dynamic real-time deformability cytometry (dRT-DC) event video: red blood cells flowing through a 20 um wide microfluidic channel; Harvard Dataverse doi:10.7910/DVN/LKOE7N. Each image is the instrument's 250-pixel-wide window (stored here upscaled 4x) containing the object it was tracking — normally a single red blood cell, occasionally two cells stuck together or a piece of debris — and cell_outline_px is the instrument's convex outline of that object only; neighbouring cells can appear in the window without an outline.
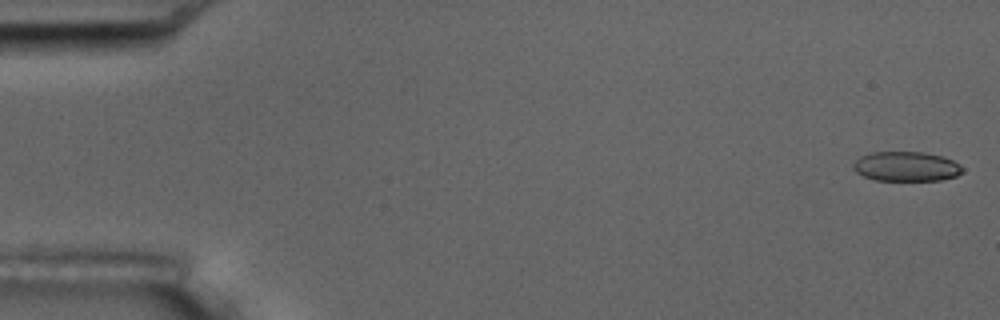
{"species": "common noctule bat (a hibernating species)", "species_latin": "Nyctalus noctula", "temperature_condition": "room temperature", "stored_images_in_passage": 6, "camera_frame_rate_fps": 3000, "um_per_image_px": 0.085, "animal": {"sex": "male", "body_mass_g": 17.5, "forearm_length_mm": 52.3}, "frame": {"image": 1, "passage_image": 1, "time_ms": 0.0, "image_size_px": [1000, 320], "cell_outline_px": [[964, 172], [956, 176], [940, 180], [876, 180], [864, 176], [856, 172], [852, 168], [852, 164], [860, 156], [872, 152], [924, 152], [944, 156], [960, 164], [964, 168]], "centroid_in_image_um": [77.05, 14.14], "position_along_channel_um": 7.9, "area_um2": 19.02}}
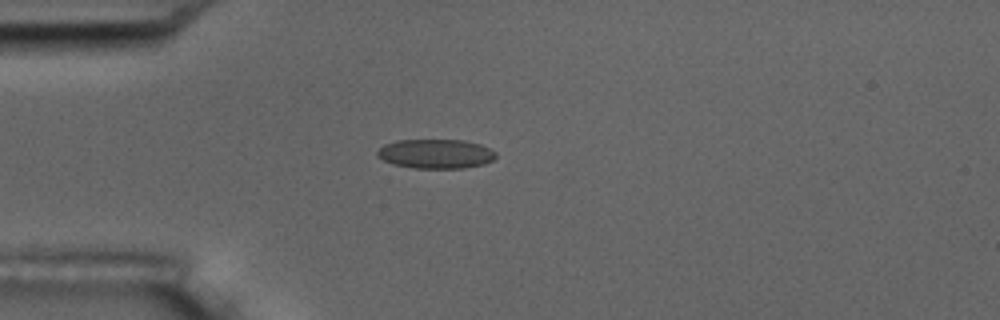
{"frame": {"image": 2, "passage_image": 5, "time_ms": 4.667, "image_size_px": [1000, 320], "cell_outline_px": [[496, 156], [492, 160], [484, 164], [464, 168], [412, 168], [392, 164], [376, 156], [376, 152], [384, 144], [396, 140], [464, 140], [480, 144], [496, 152]], "centroid_in_image_um": [37.02, 13.07], "position_along_channel_um": 48.0, "area_um2": 20.35}}